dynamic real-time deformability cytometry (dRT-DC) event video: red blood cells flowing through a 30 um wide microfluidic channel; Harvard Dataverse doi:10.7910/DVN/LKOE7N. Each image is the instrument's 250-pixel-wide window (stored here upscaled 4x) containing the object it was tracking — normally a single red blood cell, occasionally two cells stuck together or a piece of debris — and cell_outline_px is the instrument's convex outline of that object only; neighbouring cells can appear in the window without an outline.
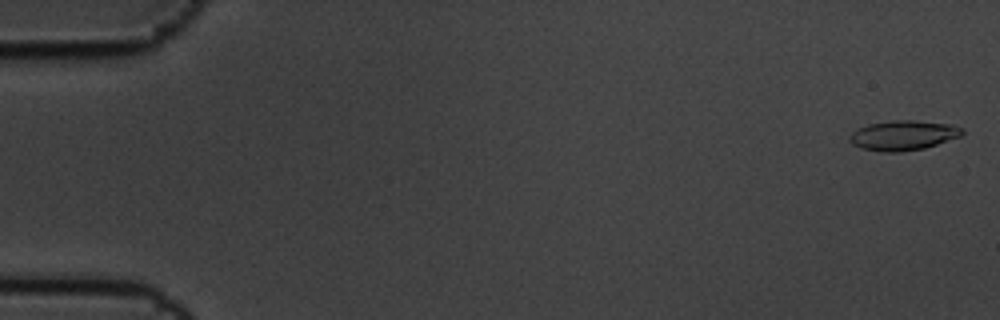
{"species": "common noctule bat (a hibernating species)", "species_latin": "Nyctalus noctula", "temperature_condition": "cold", "stored_images_in_passage": 6, "camera_frame_rate_fps": 3000, "um_per_image_px": 0.085, "animal": {"sex": "male", "body_mass_g": 19.5, "forearm_length_mm": 54.6}, "frame": {"image": 1, "passage_image": 1, "time_ms": 0.0, "image_size_px": [1000, 320], "cell_outline_px": [[964, 132], [960, 136], [924, 148], [900, 152], [880, 152], [860, 148], [852, 144], [848, 140], [848, 136], [852, 132], [868, 124], [892, 120], [916, 120], [952, 124], [964, 128]], "centroid_in_image_um": [76.76, 11.5], "position_along_channel_um": 8.2, "area_um2": 19.71}}
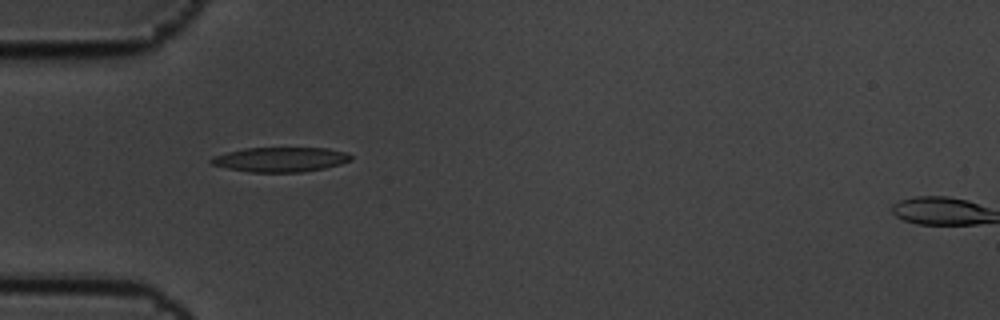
{"frame": {"image": 2, "passage_image": 5, "time_ms": 1.333, "image_size_px": [1000, 320], "cell_outline_px": [[352, 160], [340, 164], [324, 168], [304, 172], [252, 172], [228, 168], [212, 164], [208, 160], [212, 156], [244, 148], [328, 148], [348, 152], [352, 156]], "centroid_in_image_um": [23.87, 13.55], "position_along_channel_um": 61.1, "area_um2": 20.11}}
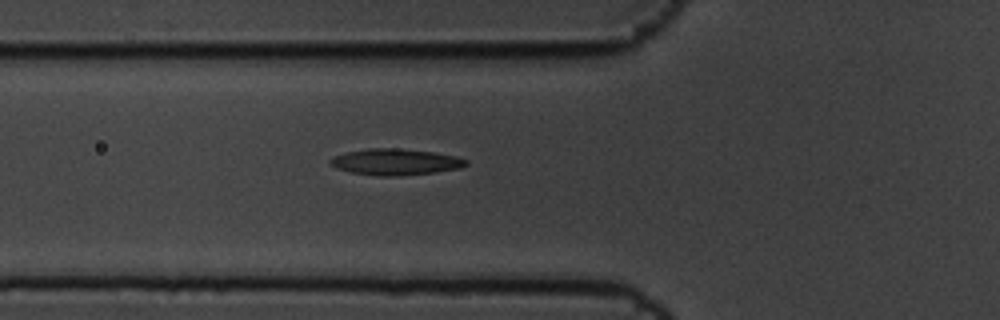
{"frame": {"image": 3, "passage_image": 6, "time_ms": 1.667, "image_size_px": [1000, 320], "cell_outline_px": [[468, 164], [460, 168], [436, 172], [396, 176], [380, 176], [352, 172], [336, 168], [328, 164], [328, 160], [332, 156], [348, 152], [368, 148], [396, 148], [432, 152], [456, 156], [468, 160]], "centroid_in_image_um": [33.59, 13.76], "position_along_channel_um": 92.2, "area_um2": 20.75}}